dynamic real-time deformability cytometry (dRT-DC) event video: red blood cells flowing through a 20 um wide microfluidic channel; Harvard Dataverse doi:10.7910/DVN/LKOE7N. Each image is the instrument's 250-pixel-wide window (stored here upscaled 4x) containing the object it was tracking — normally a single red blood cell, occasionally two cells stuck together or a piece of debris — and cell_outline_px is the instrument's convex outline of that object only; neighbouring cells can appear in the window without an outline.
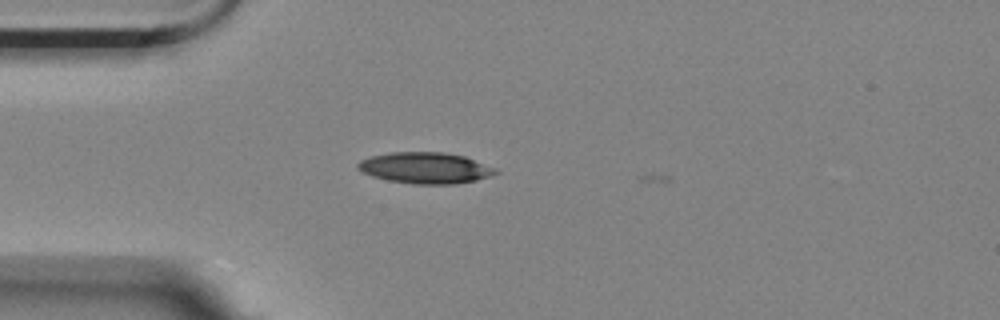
{"species": "Egyptian fruit bat (a non-hibernating species)", "species_latin": "Rousettus aegyptiacus", "temperature_condition": "room temperature", "stored_images_in_passage": 2, "camera_frame_rate_fps": 3000, "um_per_image_px": 0.085, "animal": {"sex": "female"}, "frame": {"image": 1, "passage_image": 1, "time_ms": 0.0, "image_size_px": [1000, 320], "cell_outline_px": [[500, 172], [476, 180], [456, 184], [412, 184], [388, 180], [372, 176], [356, 168], [356, 164], [360, 160], [372, 156], [392, 152], [444, 152], [464, 156], [496, 168]], "centroid_in_image_um": [36.15, 14.27], "position_along_channel_um": 48.9, "area_um2": 24.97}}